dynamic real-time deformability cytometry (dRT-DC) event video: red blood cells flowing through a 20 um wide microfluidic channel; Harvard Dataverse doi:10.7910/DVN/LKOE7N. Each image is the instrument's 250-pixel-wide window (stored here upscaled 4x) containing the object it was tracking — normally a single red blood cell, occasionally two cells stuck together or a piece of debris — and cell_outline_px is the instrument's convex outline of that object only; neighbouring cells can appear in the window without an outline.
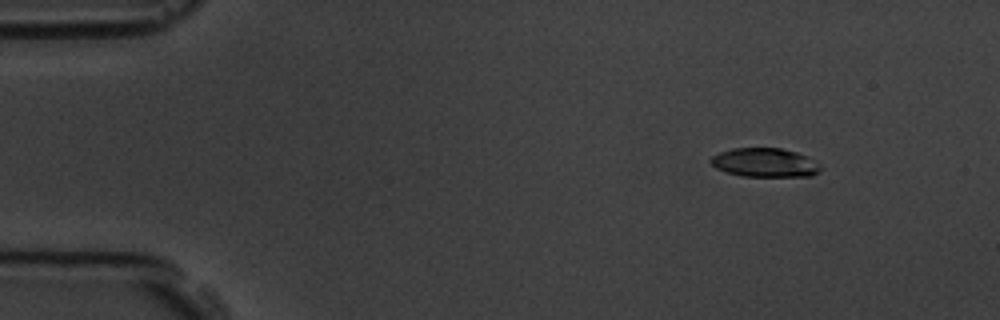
{"species": "common noctule bat (a hibernating species)", "species_latin": "Nyctalus noctula", "temperature_condition": "room temperature", "stored_images_in_passage": 4, "camera_frame_rate_fps": 3000, "um_per_image_px": 0.085, "animal": {"sex": "male", "body_mass_g": 19.5, "forearm_length_mm": 54.6}, "frame": {"image": 1, "passage_image": 2, "time_ms": 1.0, "image_size_px": [1000, 320], "cell_outline_px": [[824, 168], [820, 172], [812, 176], [740, 176], [716, 168], [708, 160], [712, 156], [720, 152], [732, 148], [780, 148], [796, 152], [820, 164]], "centroid_in_image_um": [65.02, 13.83], "position_along_channel_um": 20.0, "area_um2": 18.5}}
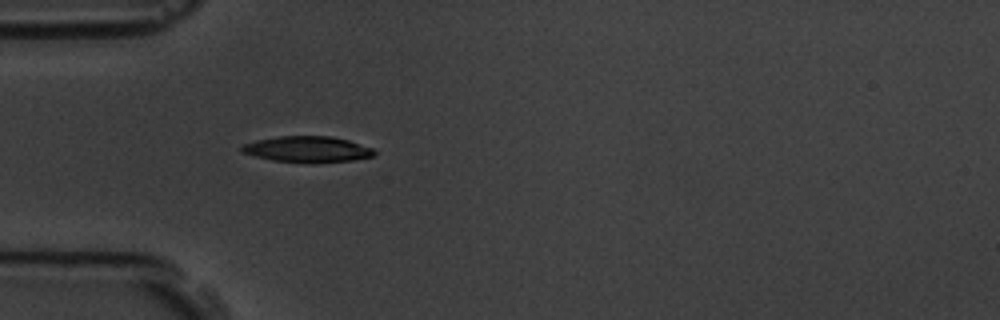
{"frame": {"image": 2, "passage_image": 4, "time_ms": 4.333, "image_size_px": [1000, 320], "cell_outline_px": [[376, 152], [372, 156], [352, 160], [308, 164], [272, 160], [240, 152], [240, 148], [244, 144], [256, 140], [280, 136], [332, 136], [348, 140], [372, 148]], "centroid_in_image_um": [26.11, 12.7], "position_along_channel_um": 58.9, "area_um2": 20.17}}